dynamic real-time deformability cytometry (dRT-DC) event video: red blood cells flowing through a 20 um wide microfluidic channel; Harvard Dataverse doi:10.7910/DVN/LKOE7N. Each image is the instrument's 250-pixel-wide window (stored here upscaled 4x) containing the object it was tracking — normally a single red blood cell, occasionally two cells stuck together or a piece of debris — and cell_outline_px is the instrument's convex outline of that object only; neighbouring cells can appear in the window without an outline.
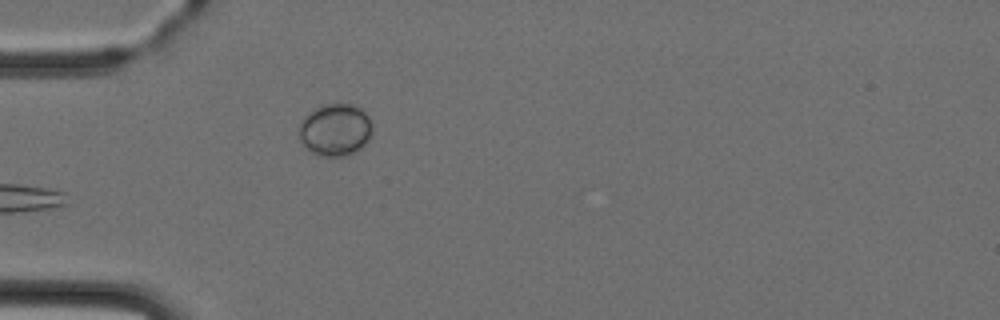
{"species": "Egyptian fruit bat (a non-hibernating species)", "species_latin": "Rousettus aegyptiacus", "temperature_condition": "cold", "stored_images_in_passage": 3, "camera_frame_rate_fps": 3000, "um_per_image_px": 0.085, "animal": {"sex": "female"}, "frame": {"image": 1, "passage_image": 3, "time_ms": 2.333, "image_size_px": [1000, 320], "cell_outline_px": [[372, 136], [360, 148], [344, 156], [316, 156], [300, 140], [300, 124], [304, 116], [308, 112], [320, 104], [352, 104], [360, 108], [368, 116], [372, 124]], "centroid_in_image_um": [28.5, 11.02], "position_along_channel_um": 56.5, "area_um2": 22.31}}